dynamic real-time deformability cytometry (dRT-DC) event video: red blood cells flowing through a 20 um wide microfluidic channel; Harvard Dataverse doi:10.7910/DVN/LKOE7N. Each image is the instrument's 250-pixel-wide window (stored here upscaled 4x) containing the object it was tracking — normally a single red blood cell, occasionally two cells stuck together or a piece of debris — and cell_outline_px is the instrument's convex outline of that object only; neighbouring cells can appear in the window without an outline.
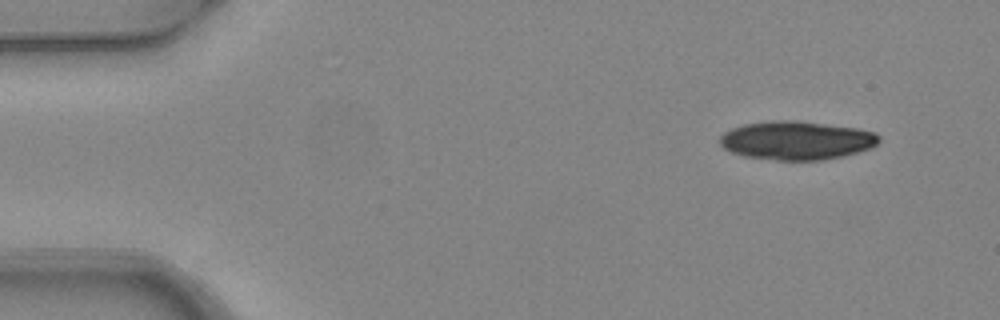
{"species": "common noctule bat (a hibernating species)", "species_latin": "Nyctalus noctula", "temperature_condition": "warm", "stored_images_in_passage": 5, "camera_frame_rate_fps": 3000, "um_per_image_px": 0.085, "animal": {"sex": "female", "body_mass_g": 24.6, "forearm_length_mm": 56.2}, "frame": {"image": 1, "passage_image": 1, "time_ms": 0.0, "image_size_px": [1000, 320], "cell_outline_px": [[880, 140], [872, 148], [840, 156], [820, 160], [776, 160], [744, 156], [732, 152], [724, 148], [720, 144], [720, 136], [724, 132], [732, 128], [744, 124], [768, 120], [796, 120], [856, 128], [876, 132], [880, 136]], "centroid_in_image_um": [67.69, 11.92], "position_along_channel_um": 17.3, "area_um2": 35.78}}